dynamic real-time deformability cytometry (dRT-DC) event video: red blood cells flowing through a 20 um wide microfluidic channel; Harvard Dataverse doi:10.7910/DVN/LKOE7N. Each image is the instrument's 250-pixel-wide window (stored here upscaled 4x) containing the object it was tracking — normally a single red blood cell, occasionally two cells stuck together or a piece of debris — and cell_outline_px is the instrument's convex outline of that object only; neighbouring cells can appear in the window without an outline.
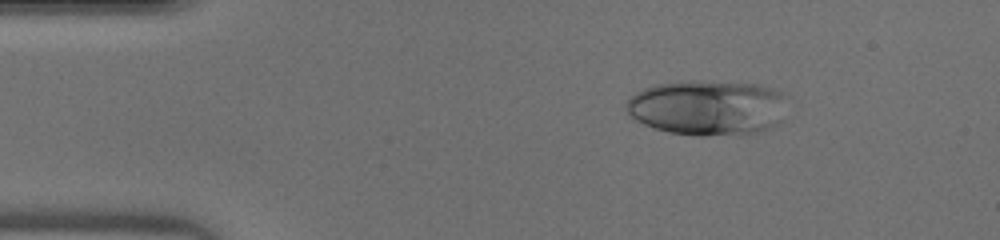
{"species": "human", "species_latin": "Homo sapiens", "temperature_condition": "warm", "stored_images_in_passage": 40, "camera_frame_rate_fps": 3000, "um_per_image_px": 0.085, "donor": {"sex": "male"}, "frame": {"image": 1, "passage_image": 1, "time_ms": 0.0, "image_size_px": [1000, 240], "cell_outline_px": [[788, 96], [780, 120], [776, 124], [768, 128], [756, 132], [704, 136], [696, 136], [668, 132], [644, 124], [636, 120], [624, 108], [628, 100], [636, 92], [644, 88], [656, 84], [680, 80], [700, 80], [760, 84], [780, 92]], "centroid_in_image_um": [60.13, 9.12], "position_along_channel_um": 24.9, "area_um2": 52.08}}
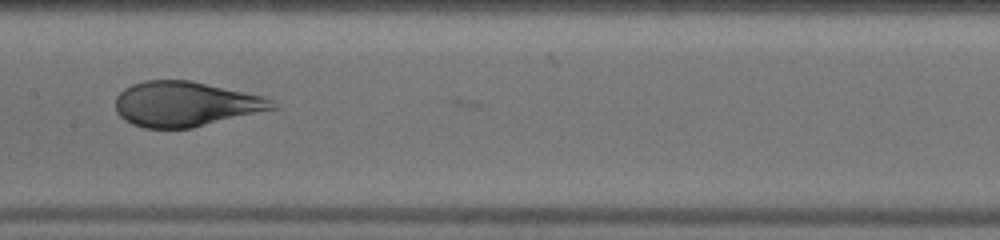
{"frame": {"image": 2, "passage_image": 17, "time_ms": 5.333, "image_size_px": [1000, 240], "cell_outline_px": [[284, 108], [192, 128], [144, 128], [132, 124], [124, 120], [116, 112], [116, 96], [124, 88], [132, 84], [144, 80], [192, 80], [264, 96], [272, 100]], "centroid_in_image_um": [15.84, 8.85], "position_along_channel_um": 191.6, "area_um2": 41.91}}
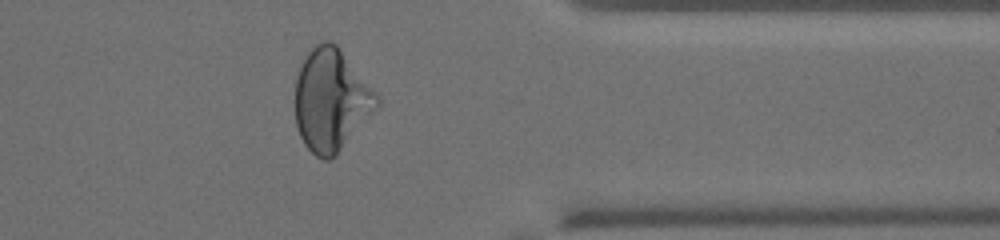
{"frame": {"image": 3, "passage_image": 31, "time_ms": 10.0, "image_size_px": [1000, 240], "cell_outline_px": [[380, 104], [340, 148], [328, 160], [324, 160], [316, 156], [304, 144], [300, 136], [296, 124], [296, 80], [300, 68], [312, 44], [324, 40], [332, 40], [336, 44], [380, 96]], "centroid_in_image_um": [28.13, 8.45], "position_along_channel_um": 383.3, "area_um2": 47.92}}